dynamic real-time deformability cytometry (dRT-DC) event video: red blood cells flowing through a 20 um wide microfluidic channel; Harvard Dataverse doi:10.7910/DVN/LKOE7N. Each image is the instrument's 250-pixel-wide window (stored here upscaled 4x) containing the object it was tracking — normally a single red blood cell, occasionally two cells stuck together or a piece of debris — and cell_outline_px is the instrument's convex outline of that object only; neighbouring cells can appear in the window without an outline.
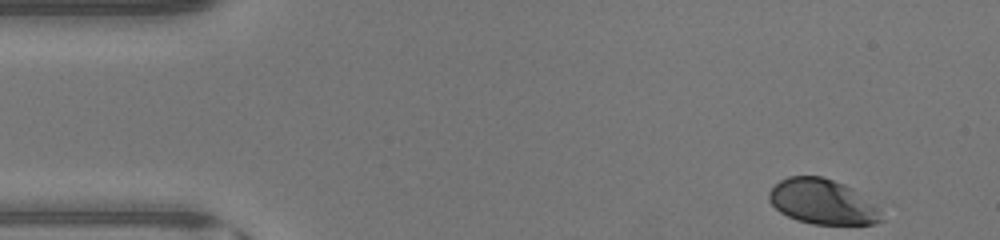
{"species": "human", "species_latin": "Homo sapiens", "temperature_condition": "warm", "stored_images_in_passage": 44, "camera_frame_rate_fps": 3000, "um_per_image_px": 0.085, "donor": {"sex": "male"}, "frame": {"image": 1, "passage_image": 1, "time_ms": 0.0, "image_size_px": [1000, 240], "cell_outline_px": [[884, 220], [876, 224], [812, 224], [796, 220], [780, 212], [768, 200], [768, 192], [780, 180], [788, 176], [820, 176], [844, 184], [884, 204]], "centroid_in_image_um": [70.06, 17.16], "position_along_channel_um": 14.9, "area_um2": 30.52}}
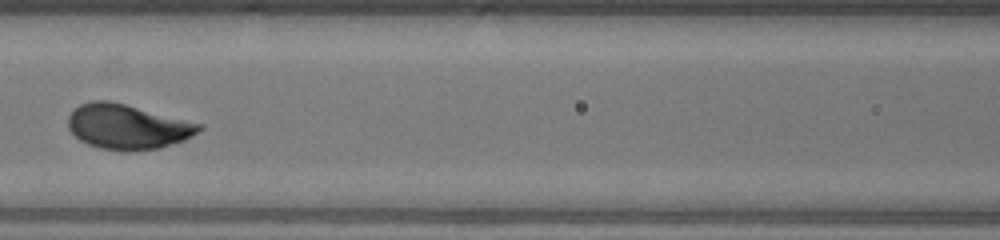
{"frame": {"image": 2, "passage_image": 18, "time_ms": 5.667, "image_size_px": [1000, 240], "cell_outline_px": [[204, 128], [192, 136], [184, 140], [160, 148], [132, 152], [128, 152], [100, 148], [88, 144], [80, 140], [68, 128], [68, 116], [80, 104], [92, 100], [108, 100], [204, 124]], "centroid_in_image_um": [10.86, 10.78], "position_along_channel_um": 155.7, "area_um2": 34.33}}
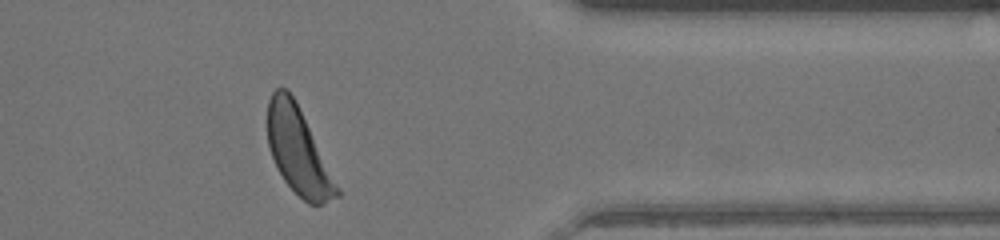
{"frame": {"image": 3, "passage_image": 35, "time_ms": 11.333, "image_size_px": [1000, 240], "cell_outline_px": [[340, 196], [324, 204], [308, 204], [284, 180], [272, 156], [268, 144], [268, 100], [272, 92], [276, 88], [288, 88], [296, 100], [340, 188]], "centroid_in_image_um": [25.37, 12.82], "position_along_channel_um": 386.0, "area_um2": 34.68}, "authors_computed_cell_mechanics": {"area_um2": 34.0442, "velocity_mm_per_s": 4.4174, "shape_relaxation_time_tau1_ms": 2.0269, "shape_relaxation_time_tau2_ms": null, "deformation_change_tau1": 0.1415, "deformation_change_tau2": null}}